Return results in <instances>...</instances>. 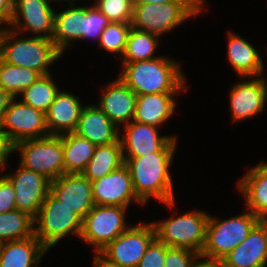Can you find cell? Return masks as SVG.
Here are the masks:
<instances>
[{"label": "cell", "mask_w": 267, "mask_h": 267, "mask_svg": "<svg viewBox=\"0 0 267 267\" xmlns=\"http://www.w3.org/2000/svg\"><path fill=\"white\" fill-rule=\"evenodd\" d=\"M175 152H153L142 157H123L137 198L146 205L151 197L172 208L175 198L170 165Z\"/></svg>", "instance_id": "1"}, {"label": "cell", "mask_w": 267, "mask_h": 267, "mask_svg": "<svg viewBox=\"0 0 267 267\" xmlns=\"http://www.w3.org/2000/svg\"><path fill=\"white\" fill-rule=\"evenodd\" d=\"M122 65L123 71L119 78L136 95L187 91V79L179 61L167 56L147 61L122 62Z\"/></svg>", "instance_id": "2"}, {"label": "cell", "mask_w": 267, "mask_h": 267, "mask_svg": "<svg viewBox=\"0 0 267 267\" xmlns=\"http://www.w3.org/2000/svg\"><path fill=\"white\" fill-rule=\"evenodd\" d=\"M19 35L22 36L8 26L0 28V58L6 63L31 68L41 75L50 74L49 67L63 55L54 42L35 36L18 38Z\"/></svg>", "instance_id": "3"}, {"label": "cell", "mask_w": 267, "mask_h": 267, "mask_svg": "<svg viewBox=\"0 0 267 267\" xmlns=\"http://www.w3.org/2000/svg\"><path fill=\"white\" fill-rule=\"evenodd\" d=\"M204 1L134 4L131 27L157 36L171 32L187 19L200 15Z\"/></svg>", "instance_id": "4"}, {"label": "cell", "mask_w": 267, "mask_h": 267, "mask_svg": "<svg viewBox=\"0 0 267 267\" xmlns=\"http://www.w3.org/2000/svg\"><path fill=\"white\" fill-rule=\"evenodd\" d=\"M260 221L261 219L249 210L225 220L209 216L206 241L200 257L221 261L247 238Z\"/></svg>", "instance_id": "5"}, {"label": "cell", "mask_w": 267, "mask_h": 267, "mask_svg": "<svg viewBox=\"0 0 267 267\" xmlns=\"http://www.w3.org/2000/svg\"><path fill=\"white\" fill-rule=\"evenodd\" d=\"M34 223L37 226L34 227V235L48 251L71 233L80 237L82 230V218L51 192L41 205Z\"/></svg>", "instance_id": "6"}, {"label": "cell", "mask_w": 267, "mask_h": 267, "mask_svg": "<svg viewBox=\"0 0 267 267\" xmlns=\"http://www.w3.org/2000/svg\"><path fill=\"white\" fill-rule=\"evenodd\" d=\"M210 214L194 210L152 222L156 238L167 246L186 248L201 254L206 241V227Z\"/></svg>", "instance_id": "7"}, {"label": "cell", "mask_w": 267, "mask_h": 267, "mask_svg": "<svg viewBox=\"0 0 267 267\" xmlns=\"http://www.w3.org/2000/svg\"><path fill=\"white\" fill-rule=\"evenodd\" d=\"M19 151L22 167L55 180L65 174L62 136L49 135L19 142L11 147V154Z\"/></svg>", "instance_id": "8"}, {"label": "cell", "mask_w": 267, "mask_h": 267, "mask_svg": "<svg viewBox=\"0 0 267 267\" xmlns=\"http://www.w3.org/2000/svg\"><path fill=\"white\" fill-rule=\"evenodd\" d=\"M128 208L121 206L95 205L82 219L79 239L100 252L131 225L126 222Z\"/></svg>", "instance_id": "9"}, {"label": "cell", "mask_w": 267, "mask_h": 267, "mask_svg": "<svg viewBox=\"0 0 267 267\" xmlns=\"http://www.w3.org/2000/svg\"><path fill=\"white\" fill-rule=\"evenodd\" d=\"M0 130L11 148L15 144L49 136L46 114L13 97L0 122Z\"/></svg>", "instance_id": "10"}, {"label": "cell", "mask_w": 267, "mask_h": 267, "mask_svg": "<svg viewBox=\"0 0 267 267\" xmlns=\"http://www.w3.org/2000/svg\"><path fill=\"white\" fill-rule=\"evenodd\" d=\"M156 238L153 223L131 226L109 243L100 253L123 267H137L148 246Z\"/></svg>", "instance_id": "11"}, {"label": "cell", "mask_w": 267, "mask_h": 267, "mask_svg": "<svg viewBox=\"0 0 267 267\" xmlns=\"http://www.w3.org/2000/svg\"><path fill=\"white\" fill-rule=\"evenodd\" d=\"M123 127V134L121 131L119 134L123 157H142L153 152H176L178 136H161L158 127L135 121Z\"/></svg>", "instance_id": "12"}, {"label": "cell", "mask_w": 267, "mask_h": 267, "mask_svg": "<svg viewBox=\"0 0 267 267\" xmlns=\"http://www.w3.org/2000/svg\"><path fill=\"white\" fill-rule=\"evenodd\" d=\"M52 0H14L10 29L31 36L52 38L55 11L50 5Z\"/></svg>", "instance_id": "13"}, {"label": "cell", "mask_w": 267, "mask_h": 267, "mask_svg": "<svg viewBox=\"0 0 267 267\" xmlns=\"http://www.w3.org/2000/svg\"><path fill=\"white\" fill-rule=\"evenodd\" d=\"M14 173L5 176L15 189L16 207L35 218L41 205L50 193L51 180L43 174L28 170L21 165Z\"/></svg>", "instance_id": "14"}, {"label": "cell", "mask_w": 267, "mask_h": 267, "mask_svg": "<svg viewBox=\"0 0 267 267\" xmlns=\"http://www.w3.org/2000/svg\"><path fill=\"white\" fill-rule=\"evenodd\" d=\"M91 184L95 205L128 208L132 201L144 205L134 192L130 172L125 164L110 174L91 181Z\"/></svg>", "instance_id": "15"}, {"label": "cell", "mask_w": 267, "mask_h": 267, "mask_svg": "<svg viewBox=\"0 0 267 267\" xmlns=\"http://www.w3.org/2000/svg\"><path fill=\"white\" fill-rule=\"evenodd\" d=\"M237 82L229 94L232 122L246 120L262 112L267 102V84L265 77H247Z\"/></svg>", "instance_id": "16"}, {"label": "cell", "mask_w": 267, "mask_h": 267, "mask_svg": "<svg viewBox=\"0 0 267 267\" xmlns=\"http://www.w3.org/2000/svg\"><path fill=\"white\" fill-rule=\"evenodd\" d=\"M50 192L82 219L95 206L91 181L82 173H65L52 180Z\"/></svg>", "instance_id": "17"}, {"label": "cell", "mask_w": 267, "mask_h": 267, "mask_svg": "<svg viewBox=\"0 0 267 267\" xmlns=\"http://www.w3.org/2000/svg\"><path fill=\"white\" fill-rule=\"evenodd\" d=\"M97 106L116 125L133 121L137 95L118 77L102 90Z\"/></svg>", "instance_id": "18"}, {"label": "cell", "mask_w": 267, "mask_h": 267, "mask_svg": "<svg viewBox=\"0 0 267 267\" xmlns=\"http://www.w3.org/2000/svg\"><path fill=\"white\" fill-rule=\"evenodd\" d=\"M222 267H266L267 226L260 221L245 240L222 260Z\"/></svg>", "instance_id": "19"}, {"label": "cell", "mask_w": 267, "mask_h": 267, "mask_svg": "<svg viewBox=\"0 0 267 267\" xmlns=\"http://www.w3.org/2000/svg\"><path fill=\"white\" fill-rule=\"evenodd\" d=\"M74 133L95 146L112 144L120 137V130L97 104L84 106Z\"/></svg>", "instance_id": "20"}, {"label": "cell", "mask_w": 267, "mask_h": 267, "mask_svg": "<svg viewBox=\"0 0 267 267\" xmlns=\"http://www.w3.org/2000/svg\"><path fill=\"white\" fill-rule=\"evenodd\" d=\"M84 106L79 97L66 91H59L46 113L49 135L61 136L74 132Z\"/></svg>", "instance_id": "21"}, {"label": "cell", "mask_w": 267, "mask_h": 267, "mask_svg": "<svg viewBox=\"0 0 267 267\" xmlns=\"http://www.w3.org/2000/svg\"><path fill=\"white\" fill-rule=\"evenodd\" d=\"M179 93H150L137 95L133 121L161 128L168 121L174 110Z\"/></svg>", "instance_id": "22"}, {"label": "cell", "mask_w": 267, "mask_h": 267, "mask_svg": "<svg viewBox=\"0 0 267 267\" xmlns=\"http://www.w3.org/2000/svg\"><path fill=\"white\" fill-rule=\"evenodd\" d=\"M227 56L230 65L240 77H259L264 75L261 56L251 43L230 30L227 36Z\"/></svg>", "instance_id": "23"}, {"label": "cell", "mask_w": 267, "mask_h": 267, "mask_svg": "<svg viewBox=\"0 0 267 267\" xmlns=\"http://www.w3.org/2000/svg\"><path fill=\"white\" fill-rule=\"evenodd\" d=\"M236 187L245 197L246 209L261 219L267 213V162L249 169Z\"/></svg>", "instance_id": "24"}, {"label": "cell", "mask_w": 267, "mask_h": 267, "mask_svg": "<svg viewBox=\"0 0 267 267\" xmlns=\"http://www.w3.org/2000/svg\"><path fill=\"white\" fill-rule=\"evenodd\" d=\"M48 250L34 236L22 240L2 242L0 267H38Z\"/></svg>", "instance_id": "25"}, {"label": "cell", "mask_w": 267, "mask_h": 267, "mask_svg": "<svg viewBox=\"0 0 267 267\" xmlns=\"http://www.w3.org/2000/svg\"><path fill=\"white\" fill-rule=\"evenodd\" d=\"M84 6H69L67 10L55 12L54 30L51 40L63 54L73 41L84 39Z\"/></svg>", "instance_id": "26"}, {"label": "cell", "mask_w": 267, "mask_h": 267, "mask_svg": "<svg viewBox=\"0 0 267 267\" xmlns=\"http://www.w3.org/2000/svg\"><path fill=\"white\" fill-rule=\"evenodd\" d=\"M124 165L120 139L109 145L96 146L82 174L90 181L97 180Z\"/></svg>", "instance_id": "27"}, {"label": "cell", "mask_w": 267, "mask_h": 267, "mask_svg": "<svg viewBox=\"0 0 267 267\" xmlns=\"http://www.w3.org/2000/svg\"><path fill=\"white\" fill-rule=\"evenodd\" d=\"M61 136L65 173H82L92 158L96 146L74 132Z\"/></svg>", "instance_id": "28"}, {"label": "cell", "mask_w": 267, "mask_h": 267, "mask_svg": "<svg viewBox=\"0 0 267 267\" xmlns=\"http://www.w3.org/2000/svg\"><path fill=\"white\" fill-rule=\"evenodd\" d=\"M34 218L18 209L0 213V242L22 240L34 236Z\"/></svg>", "instance_id": "29"}, {"label": "cell", "mask_w": 267, "mask_h": 267, "mask_svg": "<svg viewBox=\"0 0 267 267\" xmlns=\"http://www.w3.org/2000/svg\"><path fill=\"white\" fill-rule=\"evenodd\" d=\"M159 38L157 35L131 27L122 62H138L158 58V55L155 56V50L158 49Z\"/></svg>", "instance_id": "30"}, {"label": "cell", "mask_w": 267, "mask_h": 267, "mask_svg": "<svg viewBox=\"0 0 267 267\" xmlns=\"http://www.w3.org/2000/svg\"><path fill=\"white\" fill-rule=\"evenodd\" d=\"M55 83L51 73L41 75L33 84L19 94L22 97L20 100L46 114L60 90Z\"/></svg>", "instance_id": "31"}, {"label": "cell", "mask_w": 267, "mask_h": 267, "mask_svg": "<svg viewBox=\"0 0 267 267\" xmlns=\"http://www.w3.org/2000/svg\"><path fill=\"white\" fill-rule=\"evenodd\" d=\"M40 76L39 72L31 68L6 63L0 58V86L13 97H19Z\"/></svg>", "instance_id": "32"}, {"label": "cell", "mask_w": 267, "mask_h": 267, "mask_svg": "<svg viewBox=\"0 0 267 267\" xmlns=\"http://www.w3.org/2000/svg\"><path fill=\"white\" fill-rule=\"evenodd\" d=\"M130 30L131 23L110 22L101 33L99 48L122 58Z\"/></svg>", "instance_id": "33"}, {"label": "cell", "mask_w": 267, "mask_h": 267, "mask_svg": "<svg viewBox=\"0 0 267 267\" xmlns=\"http://www.w3.org/2000/svg\"><path fill=\"white\" fill-rule=\"evenodd\" d=\"M93 4L110 22H132L134 10L133 0H95Z\"/></svg>", "instance_id": "34"}, {"label": "cell", "mask_w": 267, "mask_h": 267, "mask_svg": "<svg viewBox=\"0 0 267 267\" xmlns=\"http://www.w3.org/2000/svg\"><path fill=\"white\" fill-rule=\"evenodd\" d=\"M109 23L108 18L95 5H85L84 40L95 38L99 41L101 33Z\"/></svg>", "instance_id": "35"}, {"label": "cell", "mask_w": 267, "mask_h": 267, "mask_svg": "<svg viewBox=\"0 0 267 267\" xmlns=\"http://www.w3.org/2000/svg\"><path fill=\"white\" fill-rule=\"evenodd\" d=\"M200 254L186 249L166 245L164 267H192Z\"/></svg>", "instance_id": "36"}, {"label": "cell", "mask_w": 267, "mask_h": 267, "mask_svg": "<svg viewBox=\"0 0 267 267\" xmlns=\"http://www.w3.org/2000/svg\"><path fill=\"white\" fill-rule=\"evenodd\" d=\"M166 245L155 238L148 246L137 267H164Z\"/></svg>", "instance_id": "37"}, {"label": "cell", "mask_w": 267, "mask_h": 267, "mask_svg": "<svg viewBox=\"0 0 267 267\" xmlns=\"http://www.w3.org/2000/svg\"><path fill=\"white\" fill-rule=\"evenodd\" d=\"M0 175V213H4L17 209V207L14 186L4 174Z\"/></svg>", "instance_id": "38"}, {"label": "cell", "mask_w": 267, "mask_h": 267, "mask_svg": "<svg viewBox=\"0 0 267 267\" xmlns=\"http://www.w3.org/2000/svg\"><path fill=\"white\" fill-rule=\"evenodd\" d=\"M14 0H0V28L9 26L13 15Z\"/></svg>", "instance_id": "39"}, {"label": "cell", "mask_w": 267, "mask_h": 267, "mask_svg": "<svg viewBox=\"0 0 267 267\" xmlns=\"http://www.w3.org/2000/svg\"><path fill=\"white\" fill-rule=\"evenodd\" d=\"M11 154V148L7 144V142L4 139V136L0 130V172H3L1 170L6 169V162H8V157Z\"/></svg>", "instance_id": "40"}, {"label": "cell", "mask_w": 267, "mask_h": 267, "mask_svg": "<svg viewBox=\"0 0 267 267\" xmlns=\"http://www.w3.org/2000/svg\"><path fill=\"white\" fill-rule=\"evenodd\" d=\"M93 259V267H123L119 264L113 263L105 258L100 252H95Z\"/></svg>", "instance_id": "41"}, {"label": "cell", "mask_w": 267, "mask_h": 267, "mask_svg": "<svg viewBox=\"0 0 267 267\" xmlns=\"http://www.w3.org/2000/svg\"><path fill=\"white\" fill-rule=\"evenodd\" d=\"M13 96H11L7 91H5L0 86V122L2 120L3 114L5 110L8 108L10 101L12 100Z\"/></svg>", "instance_id": "42"}, {"label": "cell", "mask_w": 267, "mask_h": 267, "mask_svg": "<svg viewBox=\"0 0 267 267\" xmlns=\"http://www.w3.org/2000/svg\"><path fill=\"white\" fill-rule=\"evenodd\" d=\"M192 267H222V263L221 261L199 257L192 265Z\"/></svg>", "instance_id": "43"}, {"label": "cell", "mask_w": 267, "mask_h": 267, "mask_svg": "<svg viewBox=\"0 0 267 267\" xmlns=\"http://www.w3.org/2000/svg\"><path fill=\"white\" fill-rule=\"evenodd\" d=\"M175 1H204V0H133L134 4H164Z\"/></svg>", "instance_id": "44"}, {"label": "cell", "mask_w": 267, "mask_h": 267, "mask_svg": "<svg viewBox=\"0 0 267 267\" xmlns=\"http://www.w3.org/2000/svg\"><path fill=\"white\" fill-rule=\"evenodd\" d=\"M54 1H55V3H56V2L59 3L60 1H61V2H64V1H65L66 3H67V2L69 3L68 6H75V4H77V3H75V2H77L78 0H77V1H76V0H52L53 3H54Z\"/></svg>", "instance_id": "45"}, {"label": "cell", "mask_w": 267, "mask_h": 267, "mask_svg": "<svg viewBox=\"0 0 267 267\" xmlns=\"http://www.w3.org/2000/svg\"><path fill=\"white\" fill-rule=\"evenodd\" d=\"M261 221L267 226V213L261 218Z\"/></svg>", "instance_id": "46"}]
</instances>
